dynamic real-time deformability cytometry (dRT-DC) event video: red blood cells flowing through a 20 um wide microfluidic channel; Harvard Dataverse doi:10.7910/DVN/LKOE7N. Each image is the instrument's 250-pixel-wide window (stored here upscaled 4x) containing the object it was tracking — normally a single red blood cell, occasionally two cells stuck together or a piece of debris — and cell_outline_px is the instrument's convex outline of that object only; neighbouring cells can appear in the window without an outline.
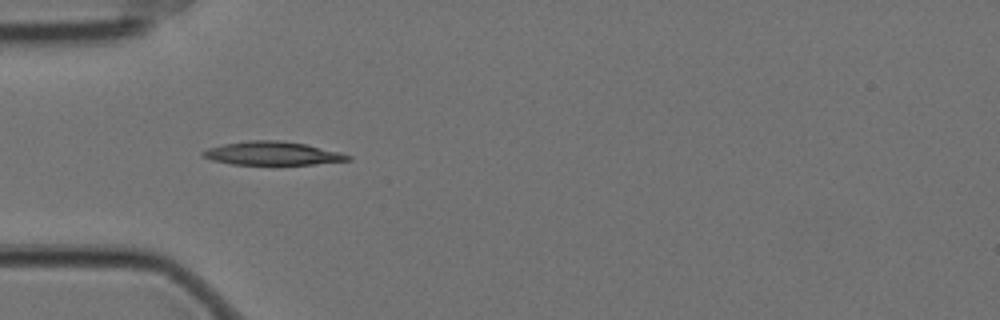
{"species": "Egyptian fruit bat (a non-hibernating species)", "species_latin": "Rousettus aegyptiacus", "temperature_condition": "cold", "stored_images_in_passage": 14, "camera_frame_rate_fps": 3000, "um_per_image_px": 0.085, "animal": {"sex": "female"}, "frame": {"image": 1, "passage_image": 4, "time_ms": 1.0, "image_size_px": [1000, 320], "cell_outline_px": [[352, 160], [312, 164], [232, 164], [212, 160], [200, 156], [200, 152], [208, 148], [224, 144], [248, 140], [276, 140], [304, 144], [340, 152], [352, 156]], "centroid_in_image_um": [23.12, 13.03], "position_along_channel_um": 61.9, "area_um2": 19.65}}
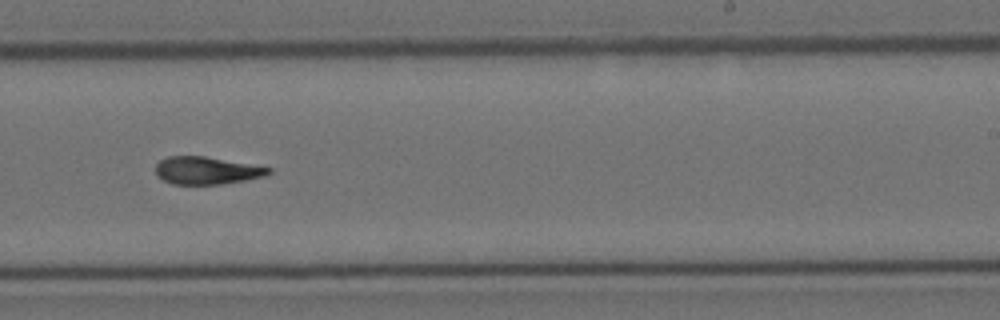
{"frame": {"image": 2, "passage_image": 9, "time_ms": 2.667, "image_size_px": [1000, 320], "cell_outline_px": [[272, 172], [264, 176], [244, 180], [220, 184], [172, 184], [156, 176], [156, 164], [160, 160], [168, 156], [204, 156], [272, 168]], "centroid_in_image_um": [17.53, 14.49], "position_along_channel_um": 271.5, "area_um2": 17.98}}
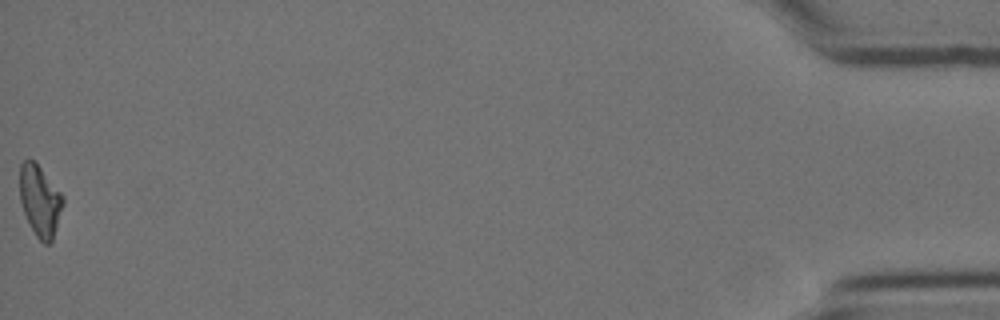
{"frame": {"image": 3, "passage_image": 14, "time_ms": 4.333, "image_size_px": [1000, 320], "cell_outline_px": [[64, 204], [52, 240], [48, 244], [44, 244], [36, 236], [24, 212], [20, 200], [20, 164], [24, 160], [32, 160], [40, 168], [64, 196]], "centroid_in_image_um": [3.41, 17.07], "position_along_channel_um": 431.8, "area_um2": 17.57}}